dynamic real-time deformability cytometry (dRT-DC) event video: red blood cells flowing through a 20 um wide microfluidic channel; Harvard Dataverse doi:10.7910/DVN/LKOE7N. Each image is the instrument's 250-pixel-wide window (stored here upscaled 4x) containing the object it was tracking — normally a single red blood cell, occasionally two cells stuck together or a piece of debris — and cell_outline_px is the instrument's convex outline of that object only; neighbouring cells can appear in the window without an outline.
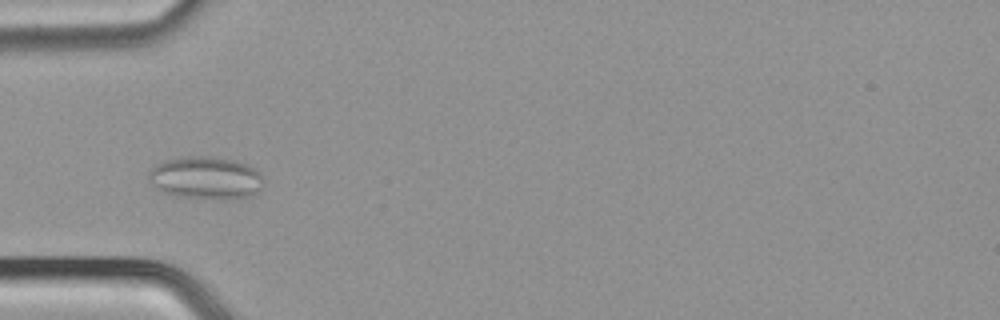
{"species": "common noctule bat (a hibernating species)", "species_latin": "Nyctalus noctula", "temperature_condition": "cold", "stored_images_in_passage": 50, "camera_frame_rate_fps": 3000, "um_per_image_px": 0.085, "animal": {"sex": "male", "body_mass_g": 21.5, "forearm_length_mm": 52.0}, "frame": {"image": 1, "passage_image": 15, "time_ms": 4.667, "image_size_px": [1000, 320], "cell_outline_px": [[264, 184], [252, 196], [180, 196], [164, 192], [156, 188], [148, 180], [148, 172], [152, 168], [164, 160], [180, 156], [212, 156], [236, 160], [248, 164], [260, 172], [264, 180]], "centroid_in_image_um": [17.48, 15.04], "position_along_channel_um": 67.5, "area_um2": 27.92}}
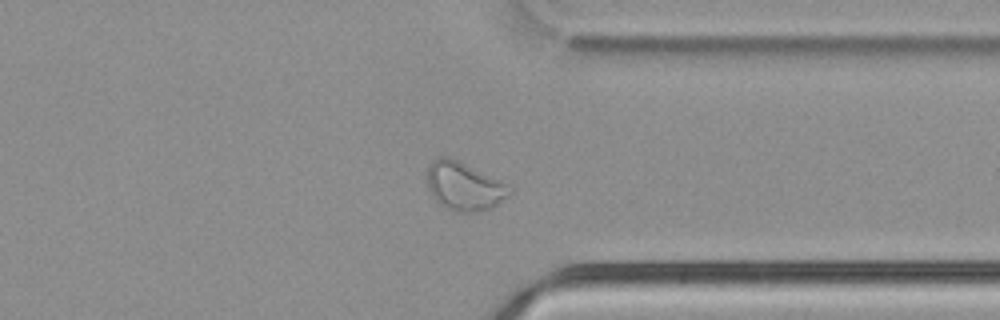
{"frame": {"image": 2, "passage_image": 38, "time_ms": 12.333, "image_size_px": [1000, 320], "cell_outline_px": [[512, 192], [508, 196], [492, 208], [472, 212], [456, 212], [440, 204], [432, 196], [428, 188], [428, 168], [432, 160], [436, 156], [444, 156], [456, 160], [512, 184]], "centroid_in_image_um": [39.5, 15.82], "position_along_channel_um": 371.9, "area_um2": 23.35}}
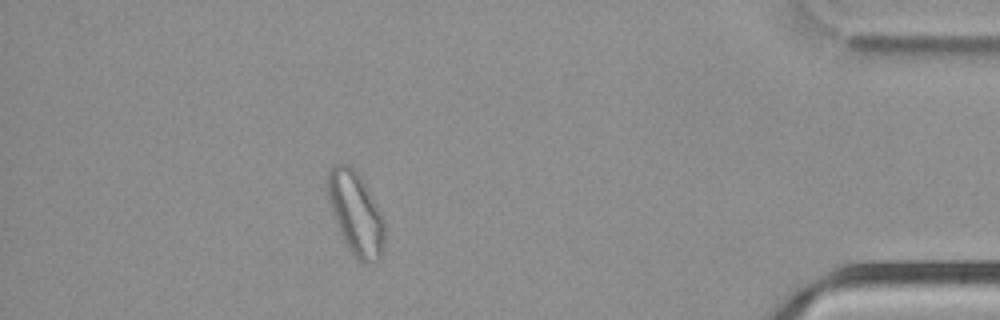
{"frame": {"image": 3, "passage_image": 44, "time_ms": 14.333, "image_size_px": [1000, 320], "cell_outline_px": [[384, 244], [380, 260], [368, 264], [364, 264], [356, 260], [348, 248], [336, 224], [328, 200], [328, 172], [336, 164], [348, 164], [360, 176], [380, 212], [384, 220]], "centroid_in_image_um": [30.25, 18.2], "position_along_channel_um": 405.0, "area_um2": 27.22}}